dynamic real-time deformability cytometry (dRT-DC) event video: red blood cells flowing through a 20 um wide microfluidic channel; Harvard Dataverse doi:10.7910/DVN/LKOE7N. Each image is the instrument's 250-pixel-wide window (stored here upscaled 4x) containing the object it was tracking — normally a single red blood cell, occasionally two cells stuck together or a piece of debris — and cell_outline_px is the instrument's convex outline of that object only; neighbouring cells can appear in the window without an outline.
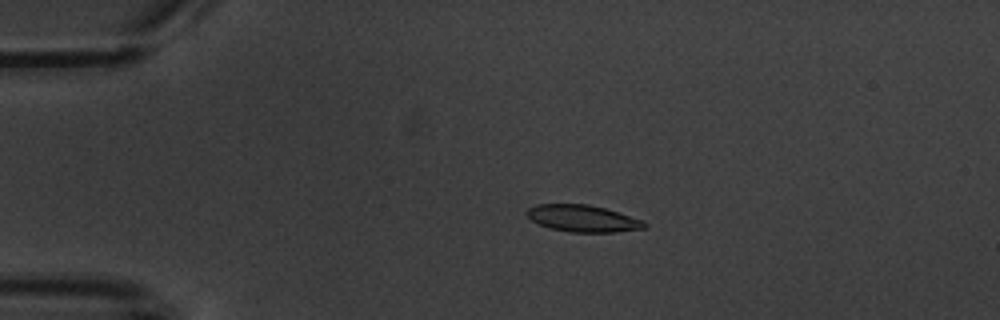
{"species": "common noctule bat (a hibernating species)", "species_latin": "Nyctalus noctula", "temperature_condition": "warm", "stored_images_in_passage": 6, "camera_frame_rate_fps": 3000, "um_per_image_px": 0.085, "animal": {"sex": "male", "body_mass_g": 20.1, "forearm_length_mm": 53.5}, "frame": {"image": 1, "passage_image": 2, "time_ms": 1.333, "image_size_px": [1000, 320], "cell_outline_px": [[648, 224], [644, 228], [612, 232], [572, 232], [552, 228], [540, 224], [532, 220], [528, 216], [528, 208], [536, 204], [588, 204], [604, 208], [644, 220]], "centroid_in_image_um": [49.57, 18.56], "position_along_channel_um": 35.4, "area_um2": 18.09}}
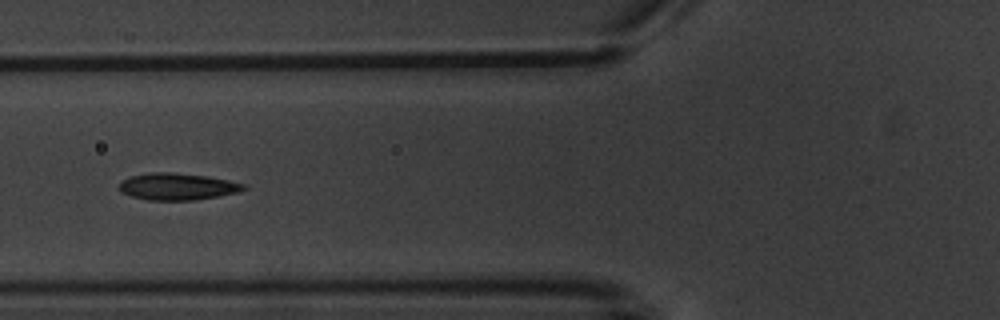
{"frame": {"image": 2, "passage_image": 5, "time_ms": 4.667, "image_size_px": [1000, 320], "cell_outline_px": [[248, 188], [236, 192], [220, 196], [196, 200], [148, 200], [132, 196], [120, 192], [120, 184], [124, 180], [132, 176], [152, 172], [172, 172], [208, 176], [228, 180], [244, 184]], "centroid_in_image_um": [15.1, 15.86], "position_along_channel_um": 110.7, "area_um2": 19.36}}
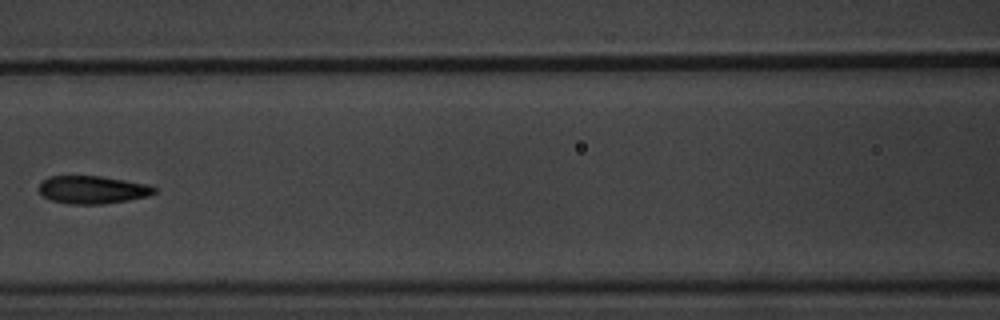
{"frame": {"image": 3, "passage_image": 6, "time_ms": 6.0, "image_size_px": [1000, 320], "cell_outline_px": [[156, 192], [148, 196], [128, 200], [104, 204], [68, 204], [52, 200], [40, 196], [40, 184], [48, 176], [100, 176], [124, 180], [144, 184], [156, 188]], "centroid_in_image_um": [7.83, 16.13], "position_along_channel_um": 158.8, "area_um2": 18.61}}